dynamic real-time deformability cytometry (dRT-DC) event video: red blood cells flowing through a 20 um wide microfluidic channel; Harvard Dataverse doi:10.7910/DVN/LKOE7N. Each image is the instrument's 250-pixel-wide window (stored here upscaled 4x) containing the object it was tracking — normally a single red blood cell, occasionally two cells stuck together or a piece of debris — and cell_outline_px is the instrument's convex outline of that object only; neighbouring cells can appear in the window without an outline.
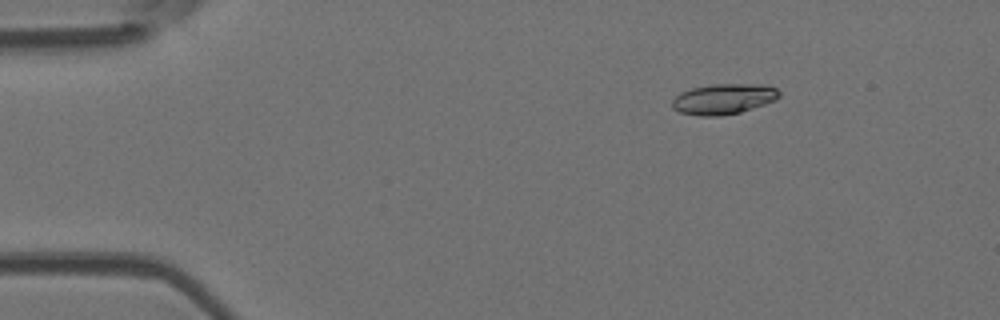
{"species": "Egyptian fruit bat (a non-hibernating species)", "species_latin": "Rousettus aegyptiacus", "temperature_condition": "room temperature", "stored_images_in_passage": 5, "camera_frame_rate_fps": 3000, "um_per_image_px": 0.085, "animal": {"sex": "female"}, "frame": {"image": 1, "passage_image": 2, "time_ms": 2.0, "image_size_px": [1000, 320], "cell_outline_px": [[780, 96], [776, 100], [740, 112], [720, 116], [700, 116], [680, 112], [672, 108], [672, 100], [680, 92], [692, 88], [712, 84], [764, 84], [776, 88], [780, 92]], "centroid_in_image_um": [61.51, 8.41], "position_along_channel_um": 23.5, "area_um2": 19.07}}
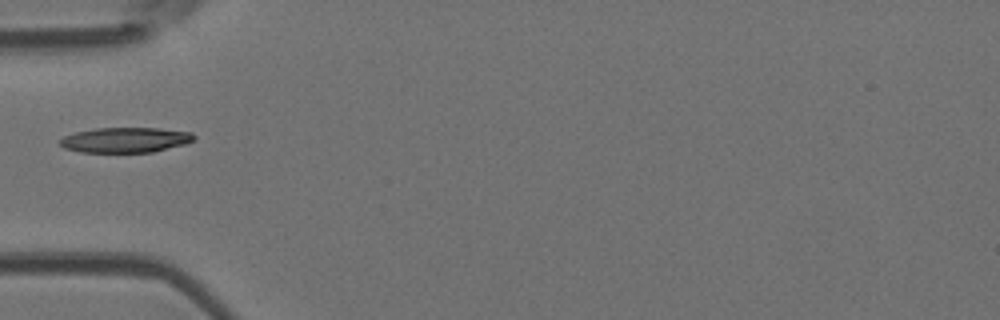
{"frame": {"image": 2, "passage_image": 5, "time_ms": 5.333, "image_size_px": [1000, 320], "cell_outline_px": [[196, 136], [192, 140], [184, 144], [152, 152], [80, 152], [64, 148], [56, 140], [64, 136], [76, 132], [96, 128], [160, 128], [192, 132]], "centroid_in_image_um": [10.62, 11.89], "position_along_channel_um": 74.4, "area_um2": 19.65}}